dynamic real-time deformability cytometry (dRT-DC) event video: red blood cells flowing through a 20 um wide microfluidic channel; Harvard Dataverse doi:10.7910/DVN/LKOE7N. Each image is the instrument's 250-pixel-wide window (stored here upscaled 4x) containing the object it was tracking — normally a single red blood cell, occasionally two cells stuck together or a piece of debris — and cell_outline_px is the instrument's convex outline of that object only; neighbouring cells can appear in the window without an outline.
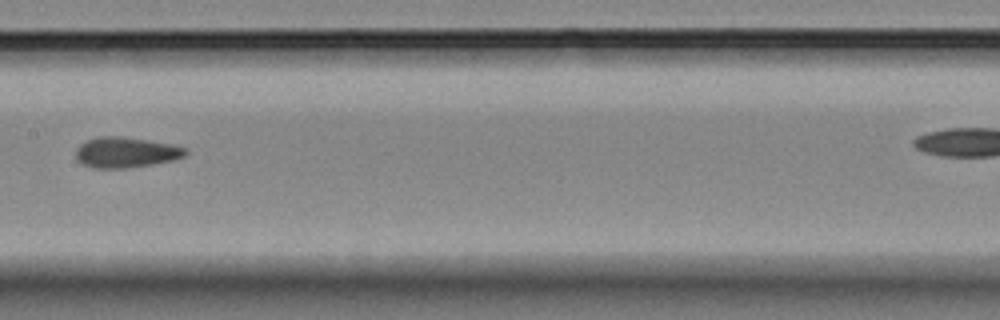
{"species": "Egyptian fruit bat (a non-hibernating species)", "species_latin": "Rousettus aegyptiacus", "temperature_condition": "room temperature", "stored_images_in_passage": 14, "camera_frame_rate_fps": 3000, "um_per_image_px": 0.085, "animal": {"sex": "female"}, "frame": {"image": 1, "passage_image": 8, "time_ms": 8.0, "image_size_px": [1000, 320], "cell_outline_px": [[188, 152], [184, 156], [172, 160], [152, 164], [128, 168], [92, 168], [76, 160], [76, 148], [80, 144], [88, 140], [100, 136], [116, 136], [148, 140], [172, 144], [184, 148]], "centroid_in_image_um": [10.67, 12.95], "position_along_channel_um": 196.7, "area_um2": 19.36}}
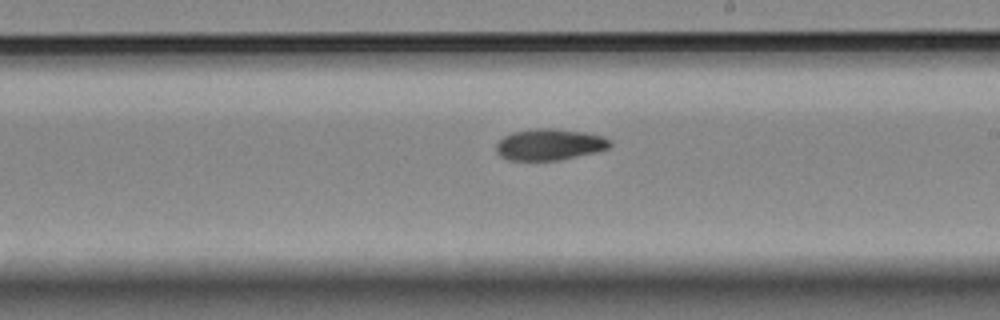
{"frame": {"image": 2, "passage_image": 10, "time_ms": 11.333, "image_size_px": [1000, 320], "cell_outline_px": [[612, 144], [608, 148], [560, 160], [508, 160], [500, 156], [496, 152], [496, 144], [504, 136], [512, 132], [536, 128], [556, 128], [584, 132], [604, 136], [612, 140]], "centroid_in_image_um": [46.7, 12.27], "position_along_channel_um": 242.3, "area_um2": 20.81}}